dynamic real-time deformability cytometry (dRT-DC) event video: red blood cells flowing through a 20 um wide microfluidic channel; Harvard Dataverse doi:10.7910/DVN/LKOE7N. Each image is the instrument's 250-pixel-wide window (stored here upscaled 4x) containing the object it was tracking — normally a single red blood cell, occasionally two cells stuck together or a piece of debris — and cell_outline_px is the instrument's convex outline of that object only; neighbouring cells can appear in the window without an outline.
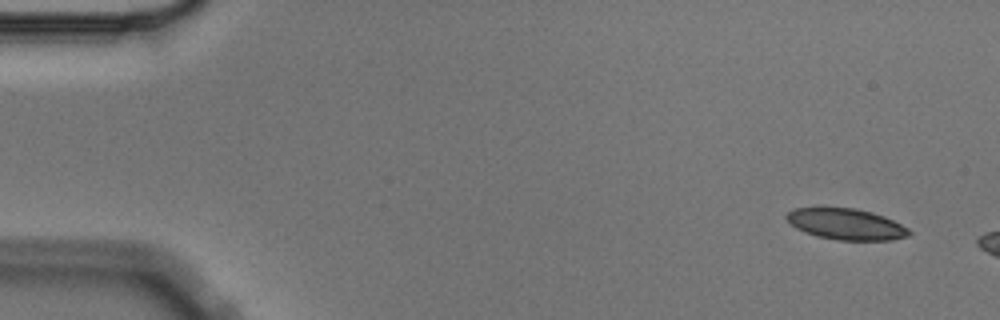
{"species": "Egyptian fruit bat (a non-hibernating species)", "species_latin": "Rousettus aegyptiacus", "temperature_condition": "cold", "stored_images_in_passage": 3, "camera_frame_rate_fps": 3000, "um_per_image_px": 0.085, "animal": {"sex": "male"}, "frame": {"image": 1, "passage_image": 1, "time_ms": 0.0, "image_size_px": [1000, 320], "cell_outline_px": [[912, 232], [908, 236], [888, 240], [836, 240], [816, 236], [804, 232], [796, 228], [784, 216], [792, 208], [824, 204], [856, 208], [872, 212], [884, 216], [908, 228]], "centroid_in_image_um": [71.83, 18.99], "position_along_channel_um": 13.2, "area_um2": 23.06}}